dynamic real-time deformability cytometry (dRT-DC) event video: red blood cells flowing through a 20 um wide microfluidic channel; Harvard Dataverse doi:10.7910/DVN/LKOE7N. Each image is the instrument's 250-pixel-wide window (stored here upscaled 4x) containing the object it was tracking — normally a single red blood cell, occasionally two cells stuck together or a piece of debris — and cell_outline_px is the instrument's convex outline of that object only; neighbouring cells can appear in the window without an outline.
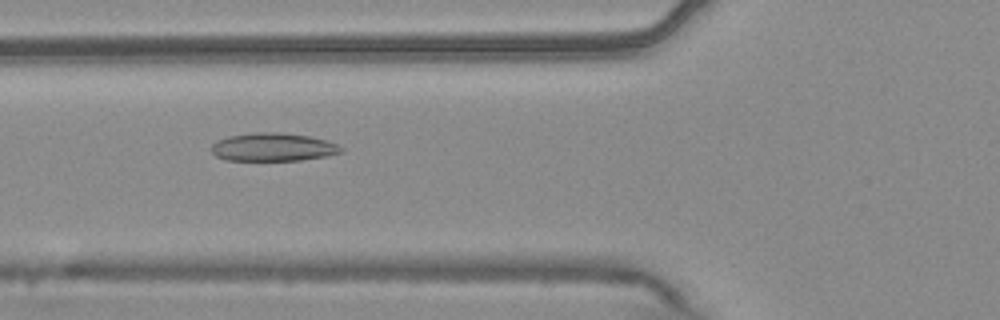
{"species": "common noctule bat (a hibernating species)", "species_latin": "Nyctalus noctula", "temperature_condition": "warm", "stored_images_in_passage": 54, "camera_frame_rate_fps": 3000, "um_per_image_px": 0.085, "animal": {"sex": "male", "body_mass_g": 20.4}, "frame": {"image": 1, "passage_image": 20, "time_ms": 6.333, "image_size_px": [1000, 320], "cell_outline_px": [[344, 152], [324, 156], [300, 160], [224, 160], [216, 156], [212, 152], [212, 144], [216, 140], [228, 136], [256, 132], [284, 132], [308, 136], [324, 140], [336, 144], [344, 148]], "centroid_in_image_um": [23.19, 12.5], "position_along_channel_um": 102.6, "area_um2": 21.27}}
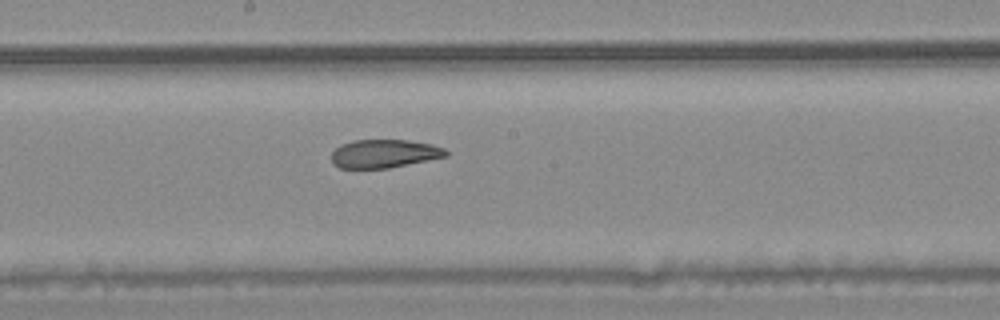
{"frame": {"image": 2, "passage_image": 29, "time_ms": 9.333, "image_size_px": [1000, 320], "cell_outline_px": [[448, 156], [388, 168], [340, 168], [332, 164], [332, 152], [340, 144], [352, 140], [408, 140], [432, 144], [444, 148], [448, 152]], "centroid_in_image_um": [32.65, 13.05], "position_along_channel_um": 215.6, "area_um2": 18.96}}
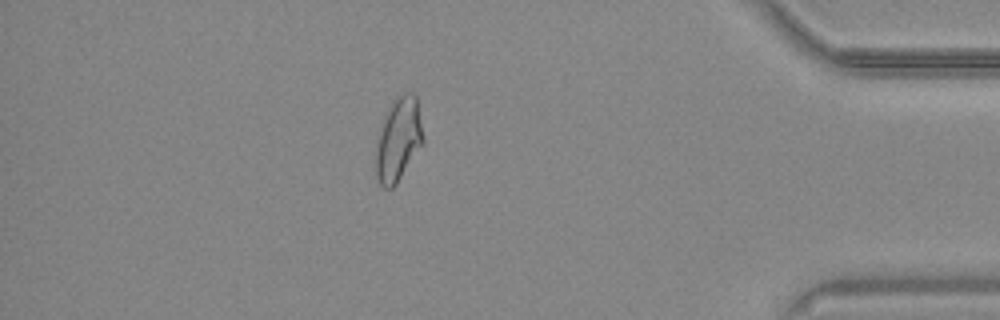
{"frame": {"image": 3, "passage_image": 47, "time_ms": 15.333, "image_size_px": [1000, 320], "cell_outline_px": [[424, 144], [396, 184], [392, 188], [384, 188], [380, 184], [376, 176], [376, 136], [384, 116], [392, 100], [400, 92], [412, 92], [416, 96], [424, 140]], "centroid_in_image_um": [33.85, 11.83], "position_along_channel_um": 401.3, "area_um2": 23.41}, "authors_computed_cell_mechanics": {"area_um2": 22.542, "velocity_mm_per_s": 3.7513, "shape_relaxation_time_tau1_ms": null, "shape_relaxation_time_tau2_ms": 3.2789, "deformation_change_tau1": null, "deformation_change_tau2": 0.0926}}